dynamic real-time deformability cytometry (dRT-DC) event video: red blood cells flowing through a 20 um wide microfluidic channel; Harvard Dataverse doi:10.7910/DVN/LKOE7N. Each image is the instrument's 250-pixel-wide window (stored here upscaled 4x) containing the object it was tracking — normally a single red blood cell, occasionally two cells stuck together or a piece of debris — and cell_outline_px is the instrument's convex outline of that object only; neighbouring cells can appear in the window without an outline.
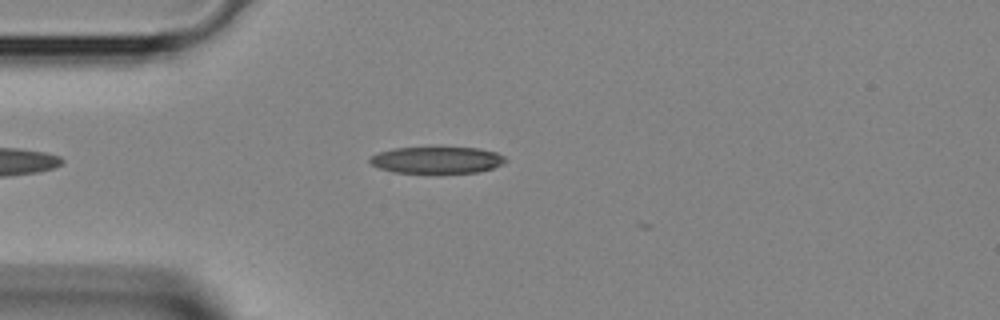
{"species": "Egyptian fruit bat (a non-hibernating species)", "species_latin": "Rousettus aegyptiacus", "temperature_condition": "room temperature", "stored_images_in_passage": 3, "camera_frame_rate_fps": 3000, "um_per_image_px": 0.085, "animal": {"sex": "female"}, "frame": {"image": 1, "passage_image": 3, "time_ms": 0.667, "image_size_px": [1000, 320], "cell_outline_px": [[508, 160], [504, 164], [492, 168], [476, 172], [392, 172], [380, 168], [372, 164], [368, 160], [368, 156], [392, 148], [480, 148], [496, 152], [504, 156]], "centroid_in_image_um": [37.14, 13.59], "position_along_channel_um": 47.9, "area_um2": 20.87}}